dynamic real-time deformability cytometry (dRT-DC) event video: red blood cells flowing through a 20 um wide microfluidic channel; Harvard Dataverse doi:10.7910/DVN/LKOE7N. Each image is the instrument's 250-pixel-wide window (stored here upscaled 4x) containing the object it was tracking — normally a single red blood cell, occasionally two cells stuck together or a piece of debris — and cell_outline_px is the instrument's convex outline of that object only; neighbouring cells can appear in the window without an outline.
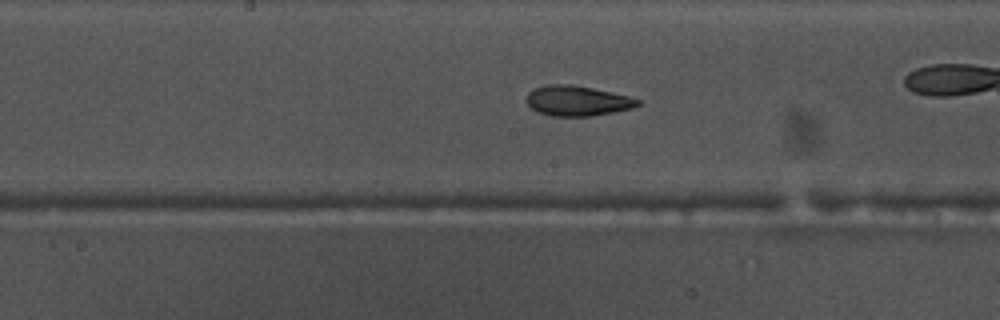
{"species": "common noctule bat (a hibernating species)", "species_latin": "Nyctalus noctula", "temperature_condition": "warm", "stored_images_in_passage": 49, "camera_frame_rate_fps": 3000, "um_per_image_px": 0.085, "animal": {"sex": "male", "body_mass_g": 17.5, "forearm_length_mm": 52.3}, "frame": {"image": 1, "passage_image": 22, "time_ms": 7.0, "image_size_px": [1000, 320], "cell_outline_px": [[640, 104], [632, 108], [592, 116], [552, 116], [536, 112], [524, 100], [528, 92], [532, 88], [548, 84], [568, 84], [592, 88], [628, 96], [640, 100]], "centroid_in_image_um": [49.0, 8.57], "position_along_channel_um": 199.2, "area_um2": 19.59}, "authors_computed_cell_mechanics": {"area_um2": 20.1144, "velocity_mm_per_s": 3.7679, "shape_relaxation_time_tau1_ms": 6.5161, "shape_relaxation_time_tau2_ms": 3.2705, "deformation_change_tau1": 0.1961, "deformation_change_tau2": 0.1072}}